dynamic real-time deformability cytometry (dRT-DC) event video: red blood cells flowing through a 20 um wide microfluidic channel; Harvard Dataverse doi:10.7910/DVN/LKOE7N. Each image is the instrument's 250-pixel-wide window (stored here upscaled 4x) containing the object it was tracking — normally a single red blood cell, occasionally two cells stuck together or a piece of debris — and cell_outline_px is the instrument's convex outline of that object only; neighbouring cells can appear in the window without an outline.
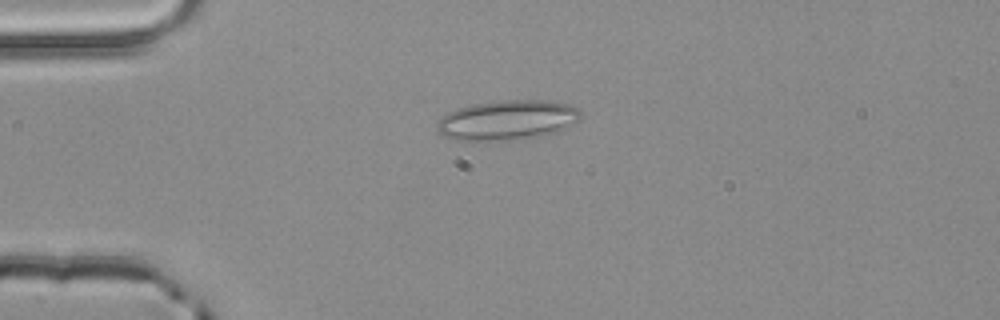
{"species": "common noctule bat (a hibernating species)", "species_latin": "Nyctalus noctula", "temperature_condition": "room temperature", "stored_images_in_passage": 2, "camera_frame_rate_fps": 3000, "um_per_image_px": 0.085, "animal": {"sex": "male", "body_mass_g": 20.4}, "frame": {"image": 1, "passage_image": 2, "time_ms": 0.333, "image_size_px": [1000, 320], "cell_outline_px": [[580, 116], [568, 128], [556, 132], [532, 136], [500, 140], [456, 140], [444, 136], [436, 132], [436, 124], [448, 112], [456, 108], [476, 104], [500, 100], [544, 100], [568, 104], [576, 108], [580, 112]], "centroid_in_image_um": [43.08, 10.2], "position_along_channel_um": 41.9, "area_um2": 32.83}}